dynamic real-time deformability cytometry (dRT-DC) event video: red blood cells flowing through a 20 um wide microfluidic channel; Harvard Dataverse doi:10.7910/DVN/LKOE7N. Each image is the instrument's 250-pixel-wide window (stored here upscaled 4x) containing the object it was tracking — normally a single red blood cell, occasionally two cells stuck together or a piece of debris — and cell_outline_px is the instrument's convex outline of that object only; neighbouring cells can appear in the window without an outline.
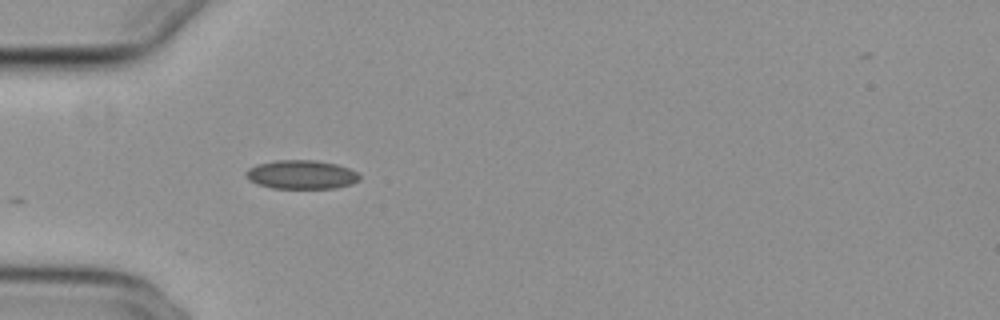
{"species": "common noctule bat (a hibernating species)", "species_latin": "Nyctalus noctula", "temperature_condition": "cold", "stored_images_in_passage": 5, "camera_frame_rate_fps": 3000, "um_per_image_px": 0.085, "animal": {"sex": "female", "body_mass_g": 29.2, "forearm_length_mm": 56.3}, "frame": {"image": 1, "passage_image": 1, "time_ms": 0.0, "image_size_px": [1000, 320], "cell_outline_px": [[360, 180], [352, 184], [336, 188], [272, 188], [256, 184], [248, 180], [244, 176], [244, 172], [248, 168], [256, 164], [276, 160], [316, 160], [336, 164], [348, 168], [356, 172], [360, 176]], "centroid_in_image_um": [25.57, 14.84], "position_along_channel_um": 59.4, "area_um2": 19.31}}
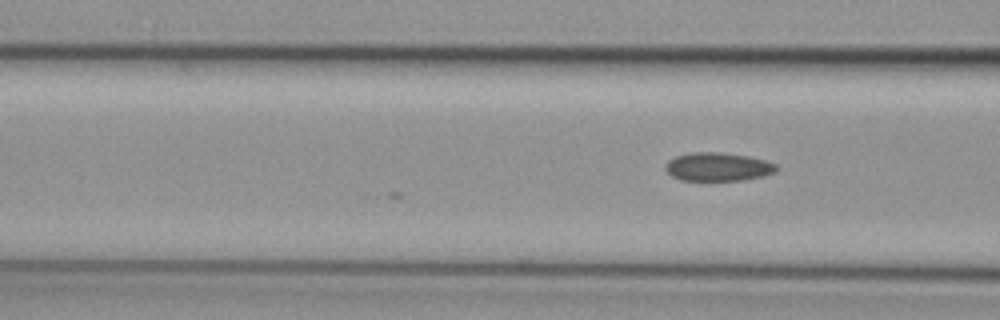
{"frame": {"image": 2, "passage_image": 5, "time_ms": 1.333, "image_size_px": [1000, 320], "cell_outline_px": [[780, 168], [776, 172], [764, 176], [744, 180], [680, 180], [672, 176], [664, 168], [668, 160], [676, 156], [692, 152], [720, 152], [748, 156], [764, 160], [776, 164]], "centroid_in_image_um": [61.05, 14.18], "position_along_channel_um": 105.6, "area_um2": 18.5}}